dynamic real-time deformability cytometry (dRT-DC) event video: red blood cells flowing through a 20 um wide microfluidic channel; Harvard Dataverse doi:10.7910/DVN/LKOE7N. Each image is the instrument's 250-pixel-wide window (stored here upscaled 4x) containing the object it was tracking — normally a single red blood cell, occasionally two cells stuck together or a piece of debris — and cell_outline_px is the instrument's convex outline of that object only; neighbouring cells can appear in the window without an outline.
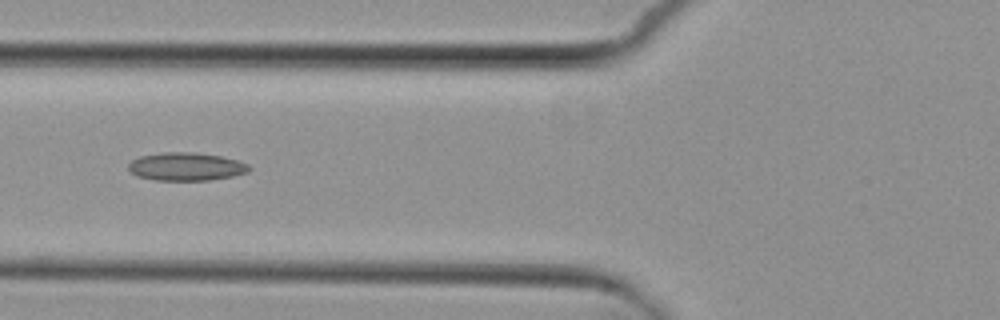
{"species": "common noctule bat (a hibernating species)", "species_latin": "Nyctalus noctula", "temperature_condition": "cold", "stored_images_in_passage": 8, "camera_frame_rate_fps": 3000, "um_per_image_px": 0.085, "animal": {"sex": "female", "body_mass_g": 29.2, "forearm_length_mm": 56.3}, "frame": {"image": 1, "passage_image": 5, "time_ms": 4.667, "image_size_px": [1000, 320], "cell_outline_px": [[252, 168], [248, 172], [232, 176], [208, 180], [156, 180], [136, 176], [128, 168], [128, 164], [132, 160], [140, 156], [164, 152], [196, 152], [220, 156], [236, 160], [248, 164]], "centroid_in_image_um": [15.82, 14.16], "position_along_channel_um": 110.0, "area_um2": 19.71}}
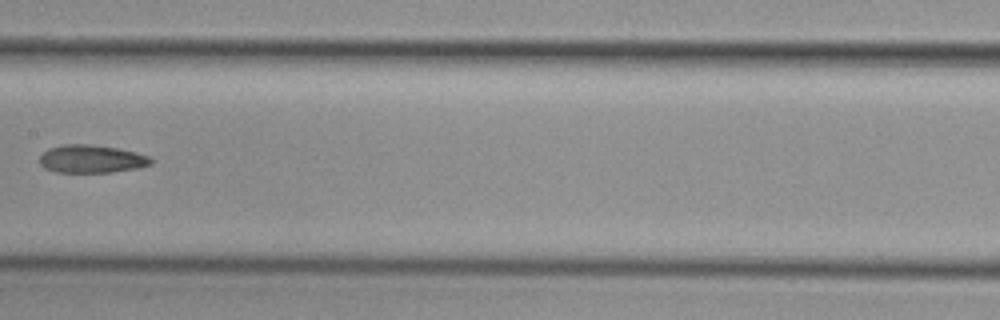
{"frame": {"image": 2, "passage_image": 7, "time_ms": 7.0, "image_size_px": [1000, 320], "cell_outline_px": [[152, 164], [136, 168], [112, 172], [52, 172], [44, 168], [40, 164], [40, 156], [48, 148], [68, 144], [88, 144], [116, 148], [136, 152], [148, 156], [152, 160]], "centroid_in_image_um": [7.75, 13.51], "position_along_channel_um": 199.7, "area_um2": 18.03}}
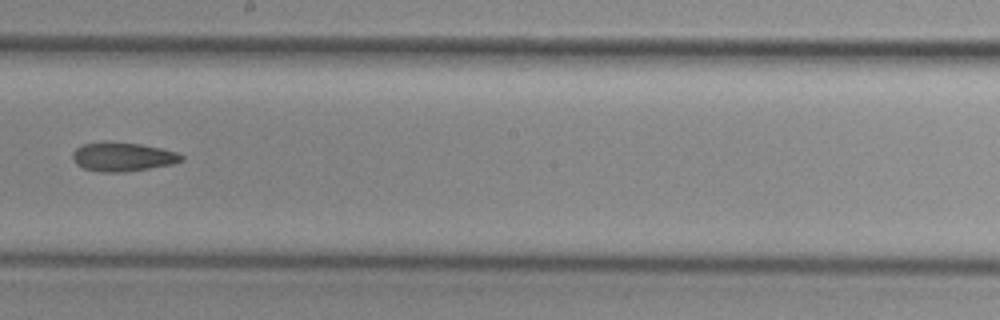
{"frame": {"image": 3, "passage_image": 8, "time_ms": 8.0, "image_size_px": [1000, 320], "cell_outline_px": [[184, 160], [172, 164], [124, 172], [100, 172], [84, 168], [76, 164], [72, 156], [72, 152], [76, 148], [84, 144], [108, 140], [140, 144], [160, 148], [176, 152], [184, 156]], "centroid_in_image_um": [10.41, 13.31], "position_along_channel_um": 237.8, "area_um2": 18.44}}